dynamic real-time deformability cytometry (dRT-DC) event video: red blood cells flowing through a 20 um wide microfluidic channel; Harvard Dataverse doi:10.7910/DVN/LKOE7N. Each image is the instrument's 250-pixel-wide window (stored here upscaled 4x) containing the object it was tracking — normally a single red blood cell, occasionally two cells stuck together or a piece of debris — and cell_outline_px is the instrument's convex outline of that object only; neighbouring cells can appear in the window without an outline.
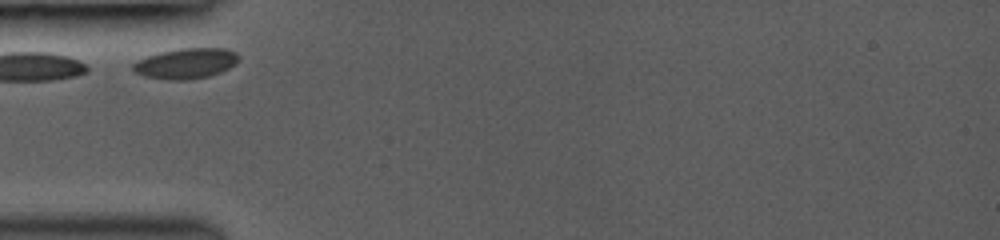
{"species": "common noctule bat (a hibernating species)", "species_latin": "Nyctalus noctula", "temperature_condition": "room temperature", "stored_images_in_passage": 20, "camera_frame_rate_fps": 3000, "um_per_image_px": 0.085, "animal": {"sex": "female", "body_mass_g": 19.0, "forearm_length_mm": 53.3}, "frame": {"image": 1, "passage_image": 1, "time_ms": 0.0, "image_size_px": [1000, 240], "cell_outline_px": [[240, 60], [236, 64], [220, 72], [208, 76], [188, 80], [168, 80], [144, 76], [136, 72], [132, 68], [132, 64], [136, 60], [160, 52], [180, 48], [224, 48], [236, 52], [240, 56]], "centroid_in_image_um": [15.82, 5.39], "position_along_channel_um": 69.2, "area_um2": 18.84}}